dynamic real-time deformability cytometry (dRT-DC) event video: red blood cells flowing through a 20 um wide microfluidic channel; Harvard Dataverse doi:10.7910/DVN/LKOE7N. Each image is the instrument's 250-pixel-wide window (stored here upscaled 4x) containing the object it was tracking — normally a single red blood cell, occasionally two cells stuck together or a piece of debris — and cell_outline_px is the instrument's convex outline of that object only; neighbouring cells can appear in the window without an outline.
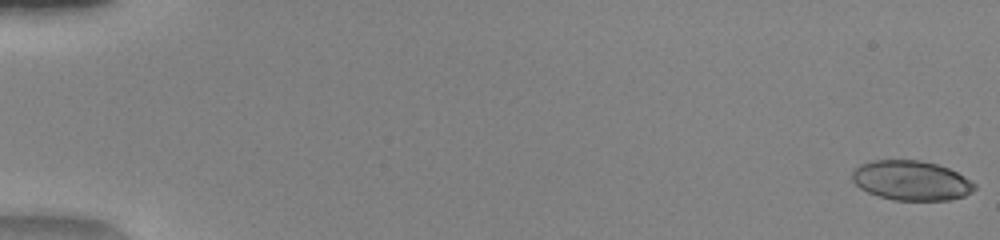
{"species": "human", "species_latin": "Homo sapiens", "temperature_condition": "warm", "stored_images_in_passage": 52, "camera_frame_rate_fps": 3000, "um_per_image_px": 0.085, "donor": {"sex": "female"}, "frame": {"image": 1, "passage_image": 1, "time_ms": 0.0, "image_size_px": [1000, 240], "cell_outline_px": [[976, 188], [964, 196], [948, 200], [896, 200], [880, 196], [868, 192], [860, 188], [852, 180], [852, 168], [860, 164], [872, 160], [920, 160], [936, 164], [948, 168], [956, 172], [976, 184]], "centroid_in_image_um": [77.42, 15.33], "position_along_channel_um": 7.6, "area_um2": 28.21}}
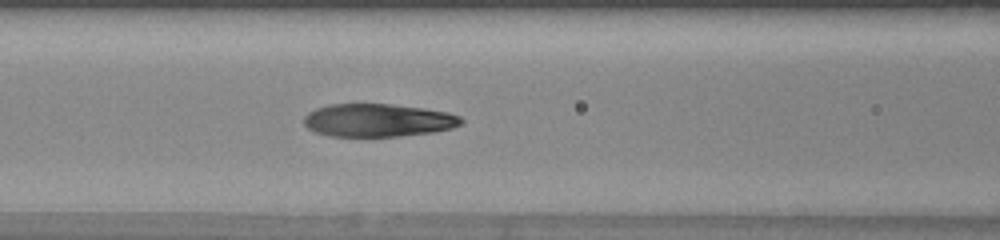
{"frame": {"image": 2, "passage_image": 24, "time_ms": 7.667, "image_size_px": [1000, 240], "cell_outline_px": [[464, 120], [460, 124], [452, 128], [432, 132], [400, 136], [332, 136], [316, 132], [308, 128], [304, 124], [304, 116], [308, 112], [316, 108], [328, 104], [392, 104], [424, 108], [448, 112], [460, 116]], "centroid_in_image_um": [32.13, 10.21], "position_along_channel_um": 134.5, "area_um2": 30.23}}
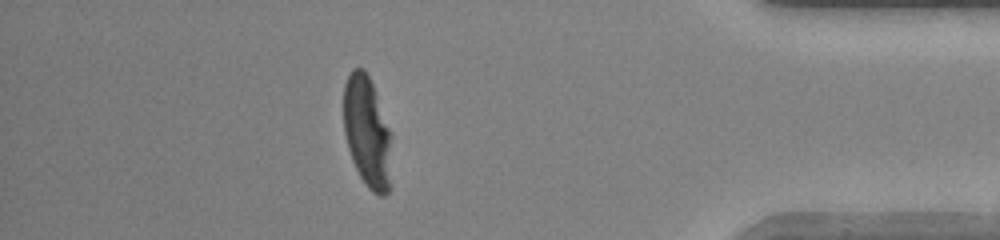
{"frame": {"image": 3, "passage_image": 46, "time_ms": 15.0, "image_size_px": [1000, 240], "cell_outline_px": [[392, 188], [384, 196], [380, 196], [372, 192], [368, 188], [360, 176], [352, 160], [348, 148], [344, 132], [344, 84], [352, 68], [364, 68], [372, 84], [392, 132]], "centroid_in_image_um": [31.26, 11.29], "position_along_channel_um": 403.9, "area_um2": 31.91}, "authors_computed_cell_mechanics": {"area_um2": 31.2987, "velocity_mm_per_s": 4.1309, "shape_relaxation_time_tau1_ms": 3.1328, "shape_relaxation_time_tau2_ms": 1.5416, "deformation_change_tau1": 0.1811, "deformation_change_tau2": 0.0975}}